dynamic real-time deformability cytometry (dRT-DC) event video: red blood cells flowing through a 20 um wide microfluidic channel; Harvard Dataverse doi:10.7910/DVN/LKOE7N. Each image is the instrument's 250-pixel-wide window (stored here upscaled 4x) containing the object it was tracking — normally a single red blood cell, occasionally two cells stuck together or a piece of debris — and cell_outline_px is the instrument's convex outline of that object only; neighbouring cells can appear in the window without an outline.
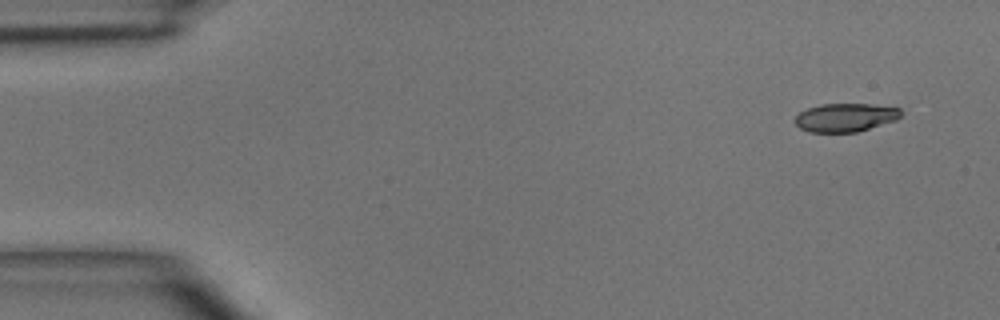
{"species": "common noctule bat (a hibernating species)", "species_latin": "Nyctalus noctula", "temperature_condition": "room temperature", "stored_images_in_passage": 3, "camera_frame_rate_fps": 3000, "um_per_image_px": 0.085, "animal": {"sex": "male", "body_mass_g": 15.6}, "frame": {"image": 1, "passage_image": 1, "time_ms": 0.0, "image_size_px": [1000, 320], "cell_outline_px": [[904, 112], [896, 120], [856, 132], [808, 132], [800, 128], [796, 124], [796, 116], [800, 112], [808, 108], [820, 104], [872, 104], [900, 108]], "centroid_in_image_um": [71.88, 9.98], "position_along_channel_um": 13.1, "area_um2": 17.51}}